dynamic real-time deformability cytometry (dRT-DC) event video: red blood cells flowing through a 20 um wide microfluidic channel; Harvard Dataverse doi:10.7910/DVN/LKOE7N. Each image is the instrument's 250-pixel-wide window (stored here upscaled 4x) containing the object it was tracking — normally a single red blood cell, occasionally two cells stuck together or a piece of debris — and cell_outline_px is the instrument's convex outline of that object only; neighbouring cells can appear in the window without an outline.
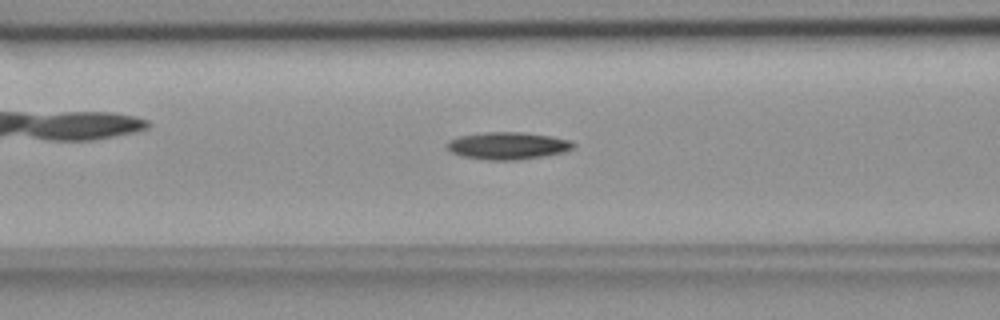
{"species": "common noctule bat (a hibernating species)", "species_latin": "Nyctalus noctula", "temperature_condition": "room temperature", "stored_images_in_passage": 40, "camera_frame_rate_fps": 3000, "um_per_image_px": 0.085, "animal": {"sex": "female", "body_mass_g": 18.4}, "frame": {"image": 1, "passage_image": 15, "time_ms": 4.667, "image_size_px": [1000, 320], "cell_outline_px": [[576, 144], [572, 148], [564, 152], [516, 160], [484, 160], [460, 156], [452, 152], [444, 144], [448, 140], [460, 136], [484, 132], [520, 132], [552, 136], [568, 140]], "centroid_in_image_um": [43.1, 12.38], "position_along_channel_um": 123.5, "area_um2": 20.06}}
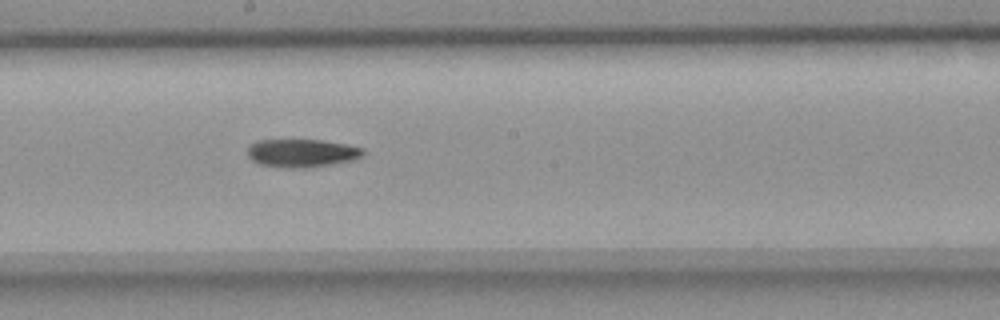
{"frame": {"image": 2, "passage_image": 23, "time_ms": 7.333, "image_size_px": [1000, 320], "cell_outline_px": [[364, 156], [352, 160], [332, 164], [300, 168], [288, 168], [260, 164], [252, 160], [248, 156], [248, 148], [256, 140], [320, 140], [344, 144], [364, 148]], "centroid_in_image_um": [25.66, 13.01], "position_along_channel_um": 222.5, "area_um2": 18.79}}
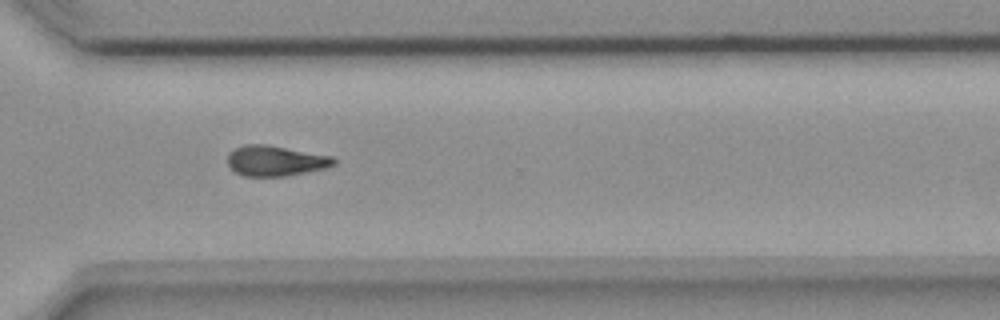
{"frame": {"image": 3, "passage_image": 33, "time_ms": 10.667, "image_size_px": [1000, 320], "cell_outline_px": [[336, 164], [324, 168], [284, 176], [244, 176], [236, 172], [228, 164], [228, 152], [244, 144], [264, 144], [332, 156], [336, 160]], "centroid_in_image_um": [23.39, 13.66], "position_along_channel_um": 347.2, "area_um2": 18.55}}